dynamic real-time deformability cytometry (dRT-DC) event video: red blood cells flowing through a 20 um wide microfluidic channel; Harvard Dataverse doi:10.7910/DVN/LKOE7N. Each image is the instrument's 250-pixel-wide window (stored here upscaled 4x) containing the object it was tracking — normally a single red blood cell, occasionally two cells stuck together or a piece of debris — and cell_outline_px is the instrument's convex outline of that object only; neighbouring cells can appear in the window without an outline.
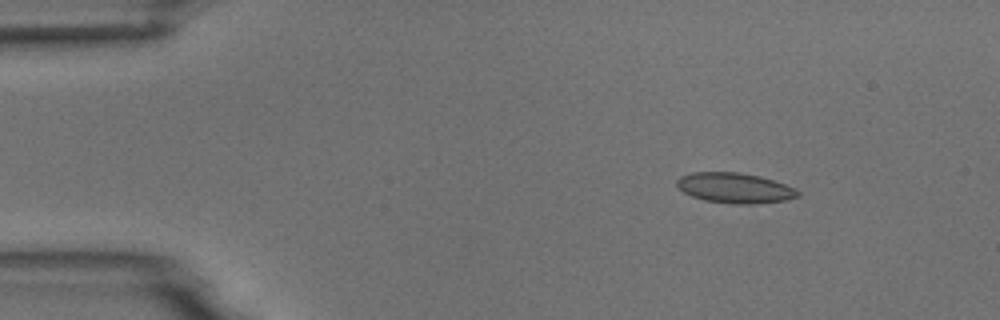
{"species": "common noctule bat (a hibernating species)", "species_latin": "Nyctalus noctula", "temperature_condition": "room temperature", "stored_images_in_passage": 6, "camera_frame_rate_fps": 3000, "um_per_image_px": 0.085, "animal": {"sex": "male", "body_mass_g": 18.8}, "frame": {"image": 1, "passage_image": 2, "time_ms": 1.0, "image_size_px": [1000, 320], "cell_outline_px": [[800, 196], [784, 200], [756, 204], [736, 204], [704, 200], [692, 196], [684, 192], [676, 184], [676, 180], [680, 176], [692, 172], [740, 172], [760, 176], [796, 188], [800, 192]], "centroid_in_image_um": [62.46, 15.97], "position_along_channel_um": 22.5, "area_um2": 21.33}}
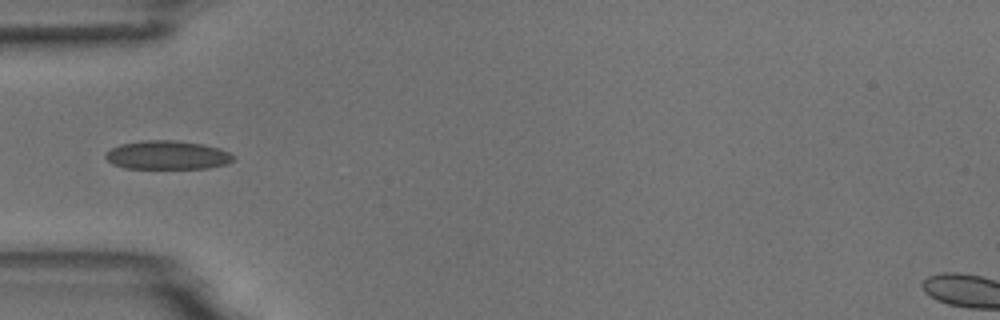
{"frame": {"image": 2, "passage_image": 4, "time_ms": 4.333, "image_size_px": [1000, 320], "cell_outline_px": [[236, 156], [228, 164], [208, 168], [124, 168], [112, 164], [104, 156], [112, 148], [120, 144], [144, 140], [172, 140], [200, 144], [220, 148]], "centroid_in_image_um": [14.23, 13.19], "position_along_channel_um": 70.8, "area_um2": 21.27}}